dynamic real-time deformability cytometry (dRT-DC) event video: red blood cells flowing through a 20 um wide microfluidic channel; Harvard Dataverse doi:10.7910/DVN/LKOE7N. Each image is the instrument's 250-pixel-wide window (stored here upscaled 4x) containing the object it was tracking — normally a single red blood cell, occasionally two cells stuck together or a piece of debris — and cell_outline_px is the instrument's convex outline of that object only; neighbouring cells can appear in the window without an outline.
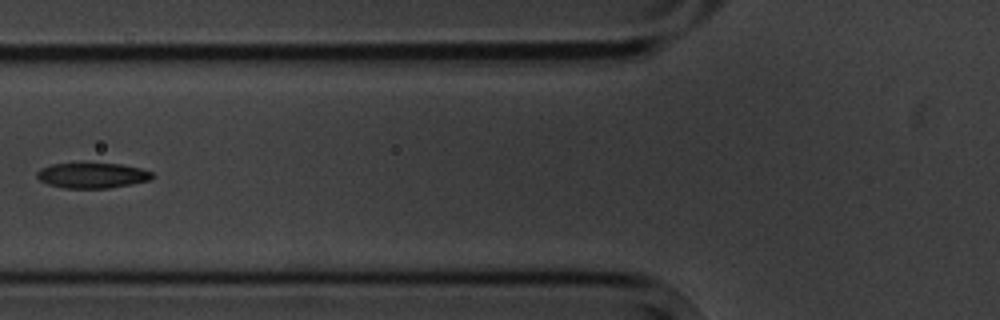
{"species": "common noctule bat (a hibernating species)", "species_latin": "Nyctalus noctula", "temperature_condition": "cold", "stored_images_in_passage": 9, "camera_frame_rate_fps": 3000, "um_per_image_px": 0.085, "animal": {"sex": "male", "body_mass_g": 20.1, "forearm_length_mm": 53.5}, "frame": {"image": 1, "passage_image": 6, "time_ms": 6.0, "image_size_px": [1000, 320], "cell_outline_px": [[156, 176], [152, 180], [132, 184], [108, 188], [64, 188], [48, 184], [40, 180], [36, 176], [36, 172], [40, 168], [52, 164], [120, 164], [140, 168], [152, 172]], "centroid_in_image_um": [7.87, 14.92], "position_along_channel_um": 117.9, "area_um2": 16.99}}
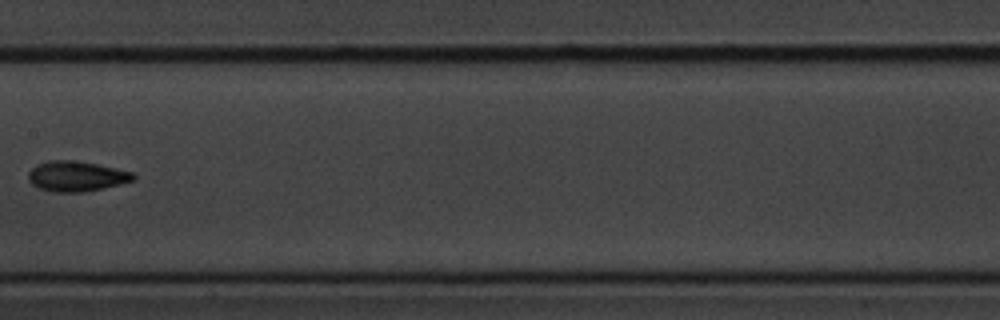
{"frame": {"image": 2, "passage_image": 8, "time_ms": 8.333, "image_size_px": [1000, 320], "cell_outline_px": [[136, 180], [104, 188], [84, 192], [52, 192], [40, 188], [32, 184], [28, 180], [28, 172], [36, 164], [48, 160], [72, 160], [96, 164], [132, 172], [136, 176]], "centroid_in_image_um": [6.48, 14.98], "position_along_channel_um": 200.9, "area_um2": 18.55}}
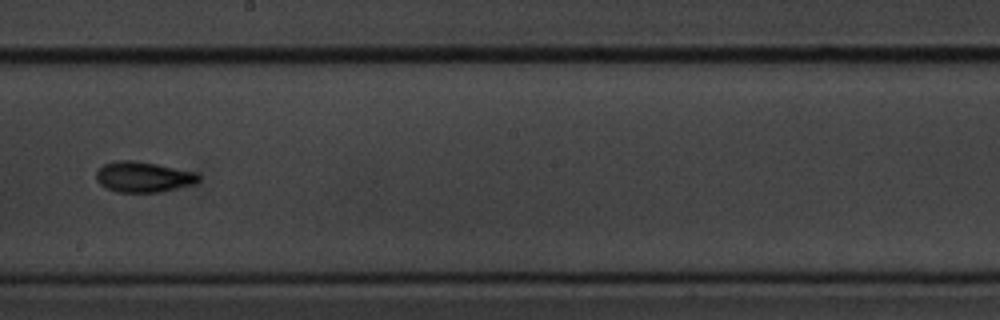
{"frame": {"image": 3, "passage_image": 9, "time_ms": 9.333, "image_size_px": [1000, 320], "cell_outline_px": [[200, 180], [192, 184], [160, 192], [116, 192], [104, 188], [96, 180], [96, 172], [104, 164], [116, 160], [132, 160], [156, 164], [196, 172], [200, 176]], "centroid_in_image_um": [12.15, 15.04], "position_along_channel_um": 236.1, "area_um2": 18.21}}